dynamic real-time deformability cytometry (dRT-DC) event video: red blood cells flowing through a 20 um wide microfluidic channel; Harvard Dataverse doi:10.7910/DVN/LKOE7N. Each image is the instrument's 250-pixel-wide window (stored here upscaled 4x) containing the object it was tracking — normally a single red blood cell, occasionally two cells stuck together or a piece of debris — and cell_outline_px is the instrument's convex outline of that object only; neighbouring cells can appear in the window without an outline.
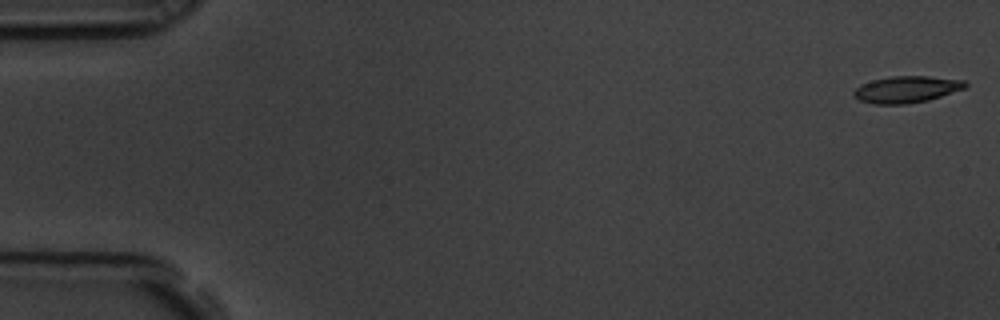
{"species": "common noctule bat (a hibernating species)", "species_latin": "Nyctalus noctula", "temperature_condition": "room temperature", "stored_images_in_passage": 7, "camera_frame_rate_fps": 3000, "um_per_image_px": 0.085, "animal": {"sex": "male", "body_mass_g": 19.5, "forearm_length_mm": 54.6}, "frame": {"image": 1, "passage_image": 1, "time_ms": 0.0, "image_size_px": [1000, 320], "cell_outline_px": [[968, 84], [964, 88], [928, 100], [904, 104], [872, 104], [860, 100], [852, 96], [852, 92], [860, 84], [872, 80], [892, 76], [928, 76], [964, 80]], "centroid_in_image_um": [77.0, 7.59], "position_along_channel_um": 8.0, "area_um2": 17.28}}
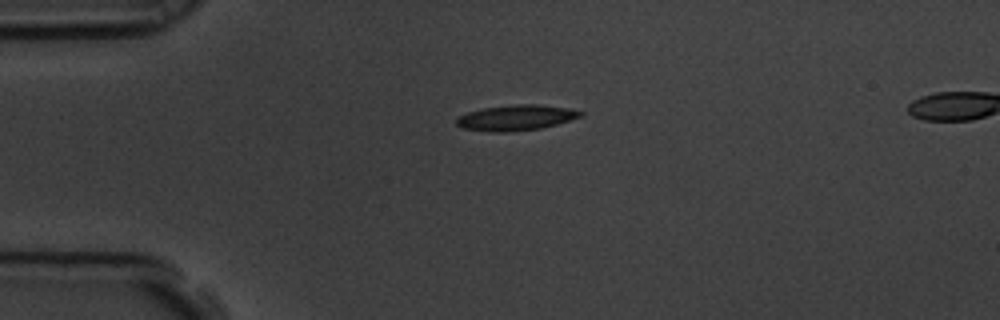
{"frame": {"image": 2, "passage_image": 5, "time_ms": 1.333, "image_size_px": [1000, 320], "cell_outline_px": [[584, 112], [580, 116], [556, 124], [540, 128], [504, 132], [492, 132], [464, 128], [456, 124], [456, 120], [460, 116], [468, 112], [484, 108], [516, 104], [536, 104], [568, 108]], "centroid_in_image_um": [43.84, 10.0], "position_along_channel_um": 41.2, "area_um2": 18.03}}
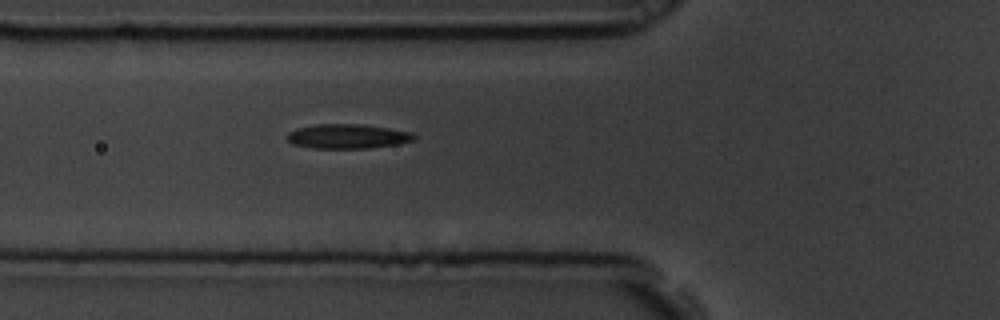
{"frame": {"image": 3, "passage_image": 7, "time_ms": 2.0, "image_size_px": [1000, 320], "cell_outline_px": [[416, 136], [412, 140], [400, 144], [368, 148], [312, 148], [292, 144], [284, 136], [288, 132], [296, 128], [316, 124], [360, 124], [388, 128], [412, 132]], "centroid_in_image_um": [29.5, 11.59], "position_along_channel_um": 96.3, "area_um2": 18.21}}